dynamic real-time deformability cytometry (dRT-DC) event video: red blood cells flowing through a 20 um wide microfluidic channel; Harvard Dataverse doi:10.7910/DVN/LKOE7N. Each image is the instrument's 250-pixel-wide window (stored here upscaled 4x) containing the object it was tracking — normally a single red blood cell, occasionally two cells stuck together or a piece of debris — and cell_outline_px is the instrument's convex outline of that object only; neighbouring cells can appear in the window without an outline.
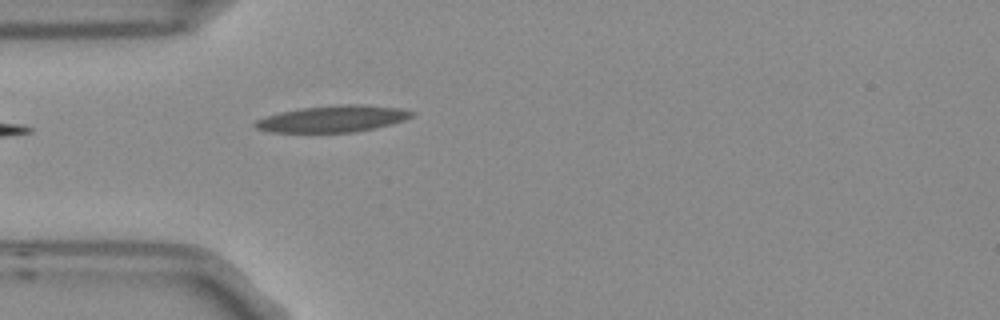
{"species": "Egyptian fruit bat (a non-hibernating species)", "species_latin": "Rousettus aegyptiacus", "temperature_condition": "room temperature", "stored_images_in_passage": 5, "camera_frame_rate_fps": 3000, "um_per_image_px": 0.085, "frame": {"image": 1, "passage_image": 5, "time_ms": 1.333, "image_size_px": [1000, 320], "cell_outline_px": [[416, 112], [412, 116], [404, 120], [392, 124], [376, 128], [352, 132], [268, 132], [256, 128], [252, 124], [256, 120], [280, 112], [300, 108], [340, 104], [356, 104], [404, 108]], "centroid_in_image_um": [28.31, 10.09], "position_along_channel_um": 56.7, "area_um2": 24.33}}